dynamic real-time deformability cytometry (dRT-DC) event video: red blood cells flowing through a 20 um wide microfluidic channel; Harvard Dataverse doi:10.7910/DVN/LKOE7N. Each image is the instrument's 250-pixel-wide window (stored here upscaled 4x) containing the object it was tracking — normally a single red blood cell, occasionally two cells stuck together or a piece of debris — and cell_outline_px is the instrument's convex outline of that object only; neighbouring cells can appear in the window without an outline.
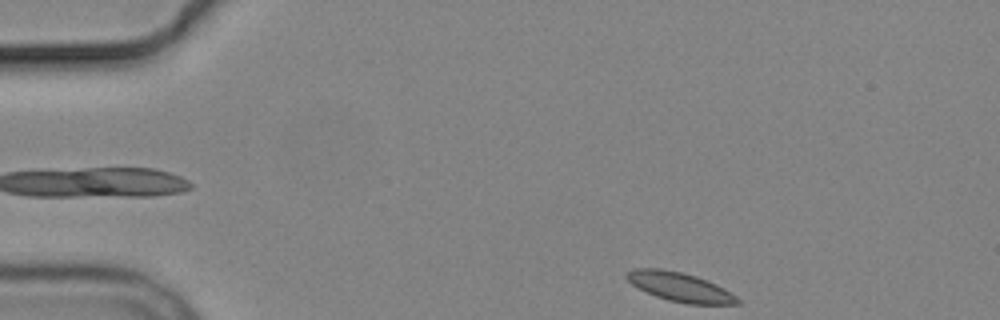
{"species": "common noctule bat (a hibernating species)", "species_latin": "Nyctalus noctula", "temperature_condition": "cold", "stored_images_in_passage": 3, "segment_of_instrument_passage": [2, 2], "camera_frame_rate_fps": 3000, "um_per_image_px": 0.085, "animal": {"sex": "male", "body_mass_g": 19.2, "forearm_length_mm": 51.8}, "frame": {"image": 1, "passage_image": 3, "time_ms": 2.333, "image_size_px": [1000, 320], "cell_outline_px": [[740, 304], [688, 304], [668, 300], [656, 296], [632, 284], [624, 276], [628, 272], [636, 268], [660, 268], [684, 272], [696, 276], [716, 284], [724, 288], [736, 296], [740, 300]], "centroid_in_image_um": [57.81, 24.38], "position_along_channel_um": 27.2, "area_um2": 18.67}}